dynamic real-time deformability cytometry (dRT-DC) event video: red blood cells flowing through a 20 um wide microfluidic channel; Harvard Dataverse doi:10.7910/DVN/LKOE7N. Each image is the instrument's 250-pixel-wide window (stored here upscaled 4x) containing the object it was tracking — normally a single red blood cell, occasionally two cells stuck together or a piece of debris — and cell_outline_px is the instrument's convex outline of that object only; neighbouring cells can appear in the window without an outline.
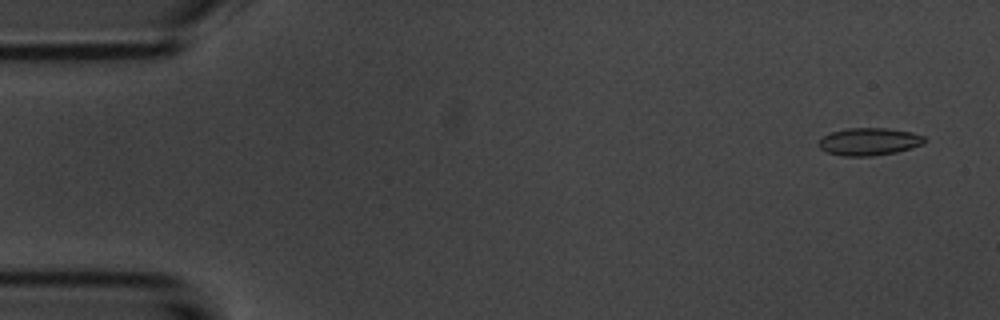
{"species": "common noctule bat (a hibernating species)", "species_latin": "Nyctalus noctula", "temperature_condition": "room temperature", "stored_images_in_passage": 8, "camera_frame_rate_fps": 3000, "um_per_image_px": 0.085, "animal": {"sex": "male", "body_mass_g": 20.1, "forearm_length_mm": 53.5}, "frame": {"image": 1, "passage_image": 3, "time_ms": 0.667, "image_size_px": [1000, 320], "cell_outline_px": [[928, 140], [924, 144], [912, 148], [896, 152], [872, 156], [844, 156], [828, 152], [820, 148], [816, 144], [824, 136], [832, 132], [848, 128], [888, 128], [912, 132], [924, 136]], "centroid_in_image_um": [73.92, 12.03], "position_along_channel_um": 11.1, "area_um2": 17.05}}